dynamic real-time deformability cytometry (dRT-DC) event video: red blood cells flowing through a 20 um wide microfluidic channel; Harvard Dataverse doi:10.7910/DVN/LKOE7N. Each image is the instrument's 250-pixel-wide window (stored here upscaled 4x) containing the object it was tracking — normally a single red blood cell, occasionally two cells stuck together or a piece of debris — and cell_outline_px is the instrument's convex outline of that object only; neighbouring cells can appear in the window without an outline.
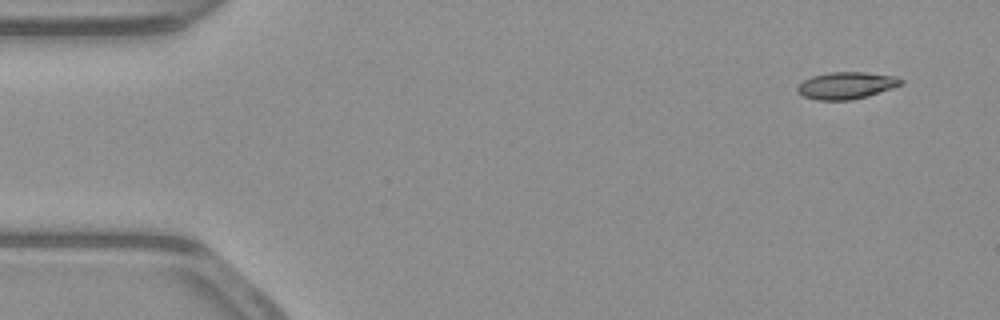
{"species": "common noctule bat (a hibernating species)", "species_latin": "Nyctalus noctula", "temperature_condition": "warm", "stored_images_in_passage": 50, "camera_frame_rate_fps": 3000, "um_per_image_px": 0.085, "animal": {"sex": "male", "body_mass_g": 23.1, "forearm_length_mm": 52.7}, "frame": {"image": 1, "passage_image": 1, "time_ms": 0.0, "image_size_px": [1000, 320], "cell_outline_px": [[904, 84], [868, 96], [848, 100], [816, 100], [804, 96], [796, 88], [804, 80], [812, 76], [832, 72], [864, 72], [896, 76], [904, 80]], "centroid_in_image_um": [71.98, 7.26], "position_along_channel_um": 13.0, "area_um2": 16.18}}
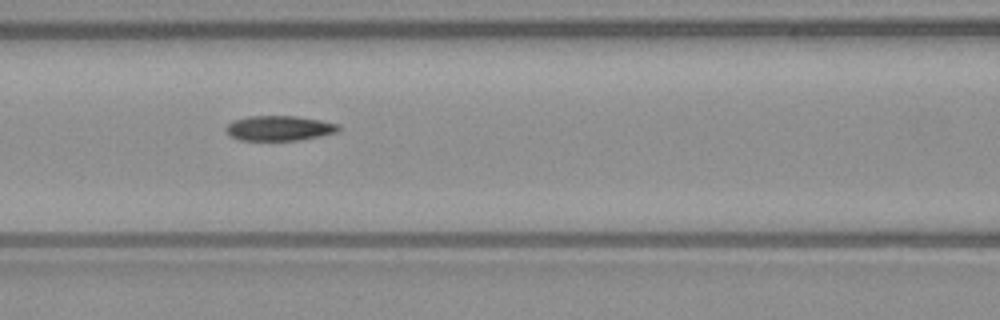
{"frame": {"image": 2, "passage_image": 20, "time_ms": 6.333, "image_size_px": [1000, 320], "cell_outline_px": [[340, 128], [336, 132], [320, 136], [296, 140], [240, 140], [232, 136], [228, 132], [228, 124], [232, 120], [248, 116], [296, 116], [320, 120], [340, 124]], "centroid_in_image_um": [23.76, 10.88], "position_along_channel_um": 142.8, "area_um2": 16.18}}
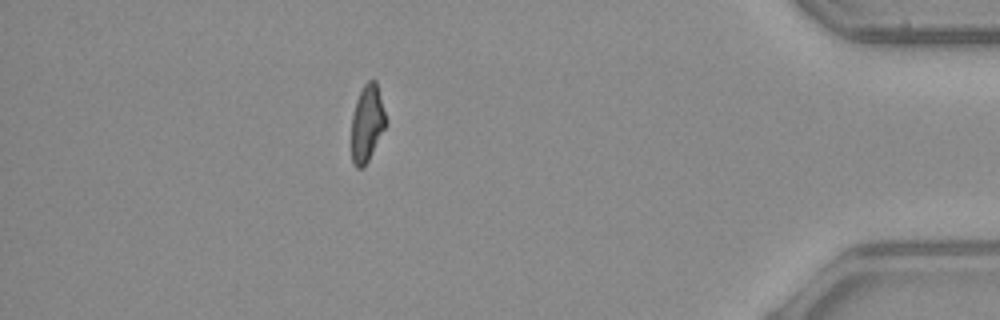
{"frame": {"image": 3, "passage_image": 44, "time_ms": 14.333, "image_size_px": [1000, 320], "cell_outline_px": [[388, 124], [364, 168], [356, 168], [352, 160], [352, 116], [356, 100], [364, 84], [368, 80], [376, 80], [388, 120]], "centroid_in_image_um": [31.24, 10.48], "position_along_channel_um": 404.0, "area_um2": 15.66}, "authors_computed_cell_mechanics": {"area_um2": 16.473, "velocity_mm_per_s": 3.9023, "shape_relaxation_time_tau1_ms": 7.4633, "shape_relaxation_time_tau2_ms": 7.7689, "deformation_change_tau1": 0.1923, "deformation_change_tau2": 0.1608}}